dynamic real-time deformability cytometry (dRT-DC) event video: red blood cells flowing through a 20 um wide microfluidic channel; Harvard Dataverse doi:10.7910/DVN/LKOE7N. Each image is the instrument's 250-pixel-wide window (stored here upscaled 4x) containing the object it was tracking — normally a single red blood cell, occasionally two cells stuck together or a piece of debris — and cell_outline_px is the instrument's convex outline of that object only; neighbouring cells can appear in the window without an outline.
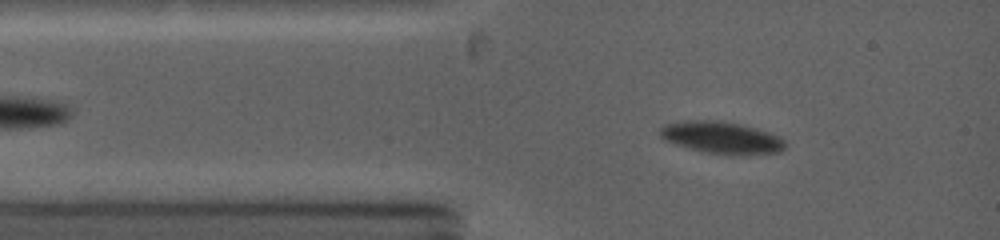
{"species": "common noctule bat (a hibernating species)", "species_latin": "Nyctalus noctula", "temperature_condition": "warm", "stored_images_in_passage": 13, "camera_frame_rate_fps": 5000, "um_per_image_px": 0.085, "animal": {"sex": "female", "body_mass_g": 19.0, "forearm_length_mm": 53.3}, "frame": {"image": 1, "passage_image": 7, "time_ms": 1.2, "image_size_px": [1000, 240], "cell_outline_px": [[784, 148], [780, 152], [736, 156], [732, 156], [704, 152], [676, 144], [664, 140], [660, 136], [660, 128], [664, 124], [684, 120], [720, 120], [740, 124], [756, 128], [780, 136], [784, 140]], "centroid_in_image_um": [61.33, 11.7], "position_along_channel_um": 23.7, "area_um2": 23.64}}
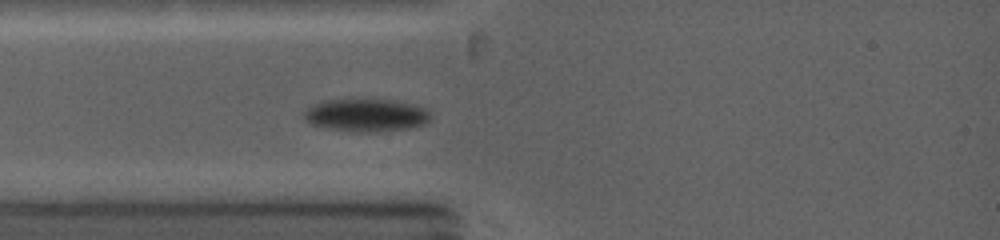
{"frame": {"image": 2, "passage_image": 12, "time_ms": 2.4, "image_size_px": [1000, 240], "cell_outline_px": [[432, 116], [424, 124], [408, 128], [372, 132], [356, 132], [332, 128], [312, 124], [304, 120], [304, 112], [312, 104], [320, 100], [372, 96], [396, 100], [416, 104], [424, 108]], "centroid_in_image_um": [31.11, 9.72], "position_along_channel_um": 53.9, "area_um2": 25.09}}